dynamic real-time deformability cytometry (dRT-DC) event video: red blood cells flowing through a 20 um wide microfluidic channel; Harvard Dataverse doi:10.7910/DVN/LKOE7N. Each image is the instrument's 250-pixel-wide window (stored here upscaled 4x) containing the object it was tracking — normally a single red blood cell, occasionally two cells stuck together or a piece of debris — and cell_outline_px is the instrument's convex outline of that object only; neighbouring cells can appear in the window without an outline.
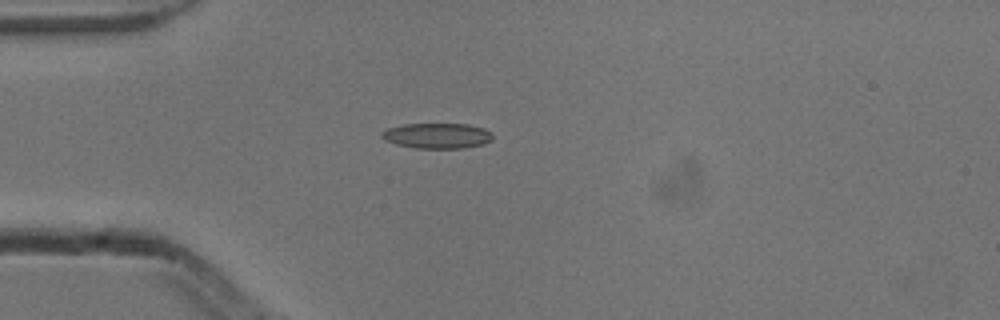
{"species": "common noctule bat (a hibernating species)", "species_latin": "Nyctalus noctula", "temperature_condition": "cold", "stored_images_in_passage": 4, "camera_frame_rate_fps": 3000, "um_per_image_px": 0.085, "animal": {"sex": "male", "body_mass_g": 13.3}, "frame": {"image": 1, "passage_image": 4, "time_ms": 1.0, "image_size_px": [1000, 320], "cell_outline_px": [[492, 140], [484, 144], [464, 148], [416, 148], [396, 144], [384, 140], [380, 136], [380, 132], [388, 128], [404, 124], [468, 124], [484, 128], [492, 132]], "centroid_in_image_um": [37.16, 11.54], "position_along_channel_um": 47.8, "area_um2": 16.53}}